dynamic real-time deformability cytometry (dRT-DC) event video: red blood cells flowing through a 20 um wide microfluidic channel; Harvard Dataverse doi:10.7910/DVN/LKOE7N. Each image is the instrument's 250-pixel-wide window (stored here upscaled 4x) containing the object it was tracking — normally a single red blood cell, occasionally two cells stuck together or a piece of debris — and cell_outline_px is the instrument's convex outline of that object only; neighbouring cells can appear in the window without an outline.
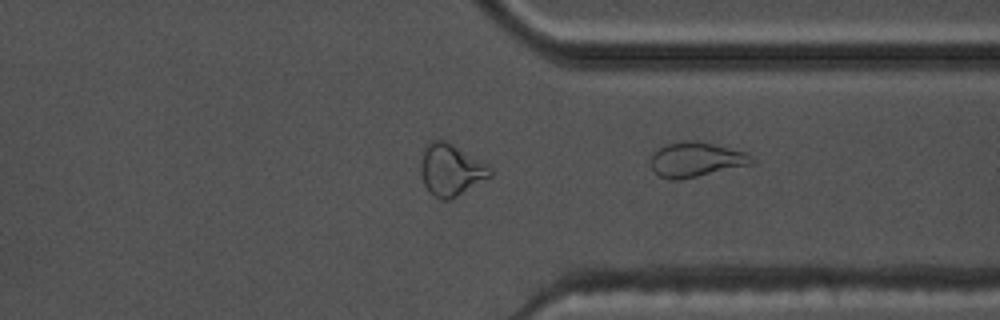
{"species": "common noctule bat (a hibernating species)", "species_latin": "Nyctalus noctula", "temperature_condition": "warm", "stored_images_in_passage": 42, "camera_frame_rate_fps": 3000, "um_per_image_px": 0.085, "animal": {"sex": "male", "body_mass_g": 17.5, "forearm_length_mm": 52.3}, "frame": {"image": 1, "passage_image": 42, "time_ms": 13.667, "image_size_px": [1000, 320], "cell_outline_px": [[756, 164], [680, 180], [668, 180], [660, 176], [652, 168], [652, 152], [664, 144], [684, 140], [696, 140], [744, 152], [756, 160]], "centroid_in_image_um": [59.17, 13.57], "position_along_channel_um": 352.2, "area_um2": 20.63}}